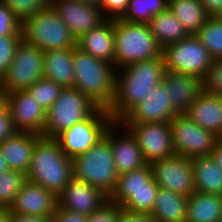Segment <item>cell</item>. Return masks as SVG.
<instances>
[{
    "label": "cell",
    "mask_w": 222,
    "mask_h": 222,
    "mask_svg": "<svg viewBox=\"0 0 222 222\" xmlns=\"http://www.w3.org/2000/svg\"><path fill=\"white\" fill-rule=\"evenodd\" d=\"M166 71L162 55L116 70L115 97L108 109L114 122H119L133 107L144 101L151 88L162 82Z\"/></svg>",
    "instance_id": "cell-1"
},
{
    "label": "cell",
    "mask_w": 222,
    "mask_h": 222,
    "mask_svg": "<svg viewBox=\"0 0 222 222\" xmlns=\"http://www.w3.org/2000/svg\"><path fill=\"white\" fill-rule=\"evenodd\" d=\"M74 88L100 108L109 109L115 97L116 68L106 60L74 47Z\"/></svg>",
    "instance_id": "cell-2"
},
{
    "label": "cell",
    "mask_w": 222,
    "mask_h": 222,
    "mask_svg": "<svg viewBox=\"0 0 222 222\" xmlns=\"http://www.w3.org/2000/svg\"><path fill=\"white\" fill-rule=\"evenodd\" d=\"M26 176L29 182L41 185L58 196L73 177L72 159L63 153L56 138L41 135L35 142Z\"/></svg>",
    "instance_id": "cell-3"
},
{
    "label": "cell",
    "mask_w": 222,
    "mask_h": 222,
    "mask_svg": "<svg viewBox=\"0 0 222 222\" xmlns=\"http://www.w3.org/2000/svg\"><path fill=\"white\" fill-rule=\"evenodd\" d=\"M114 37V66L116 70L161 56L162 49L157 44L148 23L115 19Z\"/></svg>",
    "instance_id": "cell-4"
},
{
    "label": "cell",
    "mask_w": 222,
    "mask_h": 222,
    "mask_svg": "<svg viewBox=\"0 0 222 222\" xmlns=\"http://www.w3.org/2000/svg\"><path fill=\"white\" fill-rule=\"evenodd\" d=\"M72 171L74 178L89 183L110 196L119 176L110 141L104 137L84 154L73 158Z\"/></svg>",
    "instance_id": "cell-5"
},
{
    "label": "cell",
    "mask_w": 222,
    "mask_h": 222,
    "mask_svg": "<svg viewBox=\"0 0 222 222\" xmlns=\"http://www.w3.org/2000/svg\"><path fill=\"white\" fill-rule=\"evenodd\" d=\"M22 39L43 52L76 47L69 28L49 5L22 21Z\"/></svg>",
    "instance_id": "cell-6"
},
{
    "label": "cell",
    "mask_w": 222,
    "mask_h": 222,
    "mask_svg": "<svg viewBox=\"0 0 222 222\" xmlns=\"http://www.w3.org/2000/svg\"><path fill=\"white\" fill-rule=\"evenodd\" d=\"M99 106L74 87L63 88L58 99L46 111L43 135L56 138L75 123L91 116Z\"/></svg>",
    "instance_id": "cell-7"
},
{
    "label": "cell",
    "mask_w": 222,
    "mask_h": 222,
    "mask_svg": "<svg viewBox=\"0 0 222 222\" xmlns=\"http://www.w3.org/2000/svg\"><path fill=\"white\" fill-rule=\"evenodd\" d=\"M114 122L105 108H98L87 119L64 130L56 139L61 150L70 159L84 154L105 137L107 129Z\"/></svg>",
    "instance_id": "cell-8"
},
{
    "label": "cell",
    "mask_w": 222,
    "mask_h": 222,
    "mask_svg": "<svg viewBox=\"0 0 222 222\" xmlns=\"http://www.w3.org/2000/svg\"><path fill=\"white\" fill-rule=\"evenodd\" d=\"M167 71L203 78L213 58L195 35L170 44L162 49Z\"/></svg>",
    "instance_id": "cell-9"
},
{
    "label": "cell",
    "mask_w": 222,
    "mask_h": 222,
    "mask_svg": "<svg viewBox=\"0 0 222 222\" xmlns=\"http://www.w3.org/2000/svg\"><path fill=\"white\" fill-rule=\"evenodd\" d=\"M44 52L25 42H19L15 57L0 79V86L7 92L27 90L43 78Z\"/></svg>",
    "instance_id": "cell-10"
},
{
    "label": "cell",
    "mask_w": 222,
    "mask_h": 222,
    "mask_svg": "<svg viewBox=\"0 0 222 222\" xmlns=\"http://www.w3.org/2000/svg\"><path fill=\"white\" fill-rule=\"evenodd\" d=\"M175 154L193 158L209 156L218 142V136L203 129L186 113H179L169 122Z\"/></svg>",
    "instance_id": "cell-11"
},
{
    "label": "cell",
    "mask_w": 222,
    "mask_h": 222,
    "mask_svg": "<svg viewBox=\"0 0 222 222\" xmlns=\"http://www.w3.org/2000/svg\"><path fill=\"white\" fill-rule=\"evenodd\" d=\"M121 125L134 135L147 164L175 154L169 122Z\"/></svg>",
    "instance_id": "cell-12"
},
{
    "label": "cell",
    "mask_w": 222,
    "mask_h": 222,
    "mask_svg": "<svg viewBox=\"0 0 222 222\" xmlns=\"http://www.w3.org/2000/svg\"><path fill=\"white\" fill-rule=\"evenodd\" d=\"M153 178L160 188L191 196L195 192L191 158L174 154L152 162Z\"/></svg>",
    "instance_id": "cell-13"
},
{
    "label": "cell",
    "mask_w": 222,
    "mask_h": 222,
    "mask_svg": "<svg viewBox=\"0 0 222 222\" xmlns=\"http://www.w3.org/2000/svg\"><path fill=\"white\" fill-rule=\"evenodd\" d=\"M178 114L172 106L167 89L161 82L152 87L146 99L133 107L119 123L170 122Z\"/></svg>",
    "instance_id": "cell-14"
},
{
    "label": "cell",
    "mask_w": 222,
    "mask_h": 222,
    "mask_svg": "<svg viewBox=\"0 0 222 222\" xmlns=\"http://www.w3.org/2000/svg\"><path fill=\"white\" fill-rule=\"evenodd\" d=\"M6 108L17 131L43 135L46 111L32 99L27 90L7 93Z\"/></svg>",
    "instance_id": "cell-15"
},
{
    "label": "cell",
    "mask_w": 222,
    "mask_h": 222,
    "mask_svg": "<svg viewBox=\"0 0 222 222\" xmlns=\"http://www.w3.org/2000/svg\"><path fill=\"white\" fill-rule=\"evenodd\" d=\"M50 5L76 40L105 20L100 8L78 0H50Z\"/></svg>",
    "instance_id": "cell-16"
},
{
    "label": "cell",
    "mask_w": 222,
    "mask_h": 222,
    "mask_svg": "<svg viewBox=\"0 0 222 222\" xmlns=\"http://www.w3.org/2000/svg\"><path fill=\"white\" fill-rule=\"evenodd\" d=\"M57 199L60 208L89 216L108 202L109 196L103 190L72 177Z\"/></svg>",
    "instance_id": "cell-17"
},
{
    "label": "cell",
    "mask_w": 222,
    "mask_h": 222,
    "mask_svg": "<svg viewBox=\"0 0 222 222\" xmlns=\"http://www.w3.org/2000/svg\"><path fill=\"white\" fill-rule=\"evenodd\" d=\"M115 128H122L123 133L114 134V131L117 130L118 132V129ZM118 135L124 136L119 138ZM105 137L111 143L115 168L118 175L137 170L147 164L134 135L119 122H113L111 124L106 131Z\"/></svg>",
    "instance_id": "cell-18"
},
{
    "label": "cell",
    "mask_w": 222,
    "mask_h": 222,
    "mask_svg": "<svg viewBox=\"0 0 222 222\" xmlns=\"http://www.w3.org/2000/svg\"><path fill=\"white\" fill-rule=\"evenodd\" d=\"M58 205L57 196L41 185L23 184L9 207L10 213L52 217Z\"/></svg>",
    "instance_id": "cell-19"
},
{
    "label": "cell",
    "mask_w": 222,
    "mask_h": 222,
    "mask_svg": "<svg viewBox=\"0 0 222 222\" xmlns=\"http://www.w3.org/2000/svg\"><path fill=\"white\" fill-rule=\"evenodd\" d=\"M162 83L178 113H186L203 92L202 79L188 74L166 71Z\"/></svg>",
    "instance_id": "cell-20"
},
{
    "label": "cell",
    "mask_w": 222,
    "mask_h": 222,
    "mask_svg": "<svg viewBox=\"0 0 222 222\" xmlns=\"http://www.w3.org/2000/svg\"><path fill=\"white\" fill-rule=\"evenodd\" d=\"M41 135L32 132L17 131L0 144V151L10 170L27 174L35 142Z\"/></svg>",
    "instance_id": "cell-21"
},
{
    "label": "cell",
    "mask_w": 222,
    "mask_h": 222,
    "mask_svg": "<svg viewBox=\"0 0 222 222\" xmlns=\"http://www.w3.org/2000/svg\"><path fill=\"white\" fill-rule=\"evenodd\" d=\"M76 47L93 57H97L114 64V20L105 19L97 27L82 34L76 40Z\"/></svg>",
    "instance_id": "cell-22"
},
{
    "label": "cell",
    "mask_w": 222,
    "mask_h": 222,
    "mask_svg": "<svg viewBox=\"0 0 222 222\" xmlns=\"http://www.w3.org/2000/svg\"><path fill=\"white\" fill-rule=\"evenodd\" d=\"M188 116L203 129L222 132V97L202 92L186 112Z\"/></svg>",
    "instance_id": "cell-23"
},
{
    "label": "cell",
    "mask_w": 222,
    "mask_h": 222,
    "mask_svg": "<svg viewBox=\"0 0 222 222\" xmlns=\"http://www.w3.org/2000/svg\"><path fill=\"white\" fill-rule=\"evenodd\" d=\"M74 48L44 52L43 77L63 88L74 86Z\"/></svg>",
    "instance_id": "cell-24"
},
{
    "label": "cell",
    "mask_w": 222,
    "mask_h": 222,
    "mask_svg": "<svg viewBox=\"0 0 222 222\" xmlns=\"http://www.w3.org/2000/svg\"><path fill=\"white\" fill-rule=\"evenodd\" d=\"M196 192L222 196V171L210 156L191 158Z\"/></svg>",
    "instance_id": "cell-25"
},
{
    "label": "cell",
    "mask_w": 222,
    "mask_h": 222,
    "mask_svg": "<svg viewBox=\"0 0 222 222\" xmlns=\"http://www.w3.org/2000/svg\"><path fill=\"white\" fill-rule=\"evenodd\" d=\"M188 197L159 187L151 216L157 222H185Z\"/></svg>",
    "instance_id": "cell-26"
},
{
    "label": "cell",
    "mask_w": 222,
    "mask_h": 222,
    "mask_svg": "<svg viewBox=\"0 0 222 222\" xmlns=\"http://www.w3.org/2000/svg\"><path fill=\"white\" fill-rule=\"evenodd\" d=\"M148 25L161 49L190 36L169 8L154 15L149 20Z\"/></svg>",
    "instance_id": "cell-27"
},
{
    "label": "cell",
    "mask_w": 222,
    "mask_h": 222,
    "mask_svg": "<svg viewBox=\"0 0 222 222\" xmlns=\"http://www.w3.org/2000/svg\"><path fill=\"white\" fill-rule=\"evenodd\" d=\"M158 190L159 186L153 178L150 181V189L114 190L109 200L117 203L124 210L151 214Z\"/></svg>",
    "instance_id": "cell-28"
},
{
    "label": "cell",
    "mask_w": 222,
    "mask_h": 222,
    "mask_svg": "<svg viewBox=\"0 0 222 222\" xmlns=\"http://www.w3.org/2000/svg\"><path fill=\"white\" fill-rule=\"evenodd\" d=\"M222 196L194 192L188 197L185 222H219Z\"/></svg>",
    "instance_id": "cell-29"
},
{
    "label": "cell",
    "mask_w": 222,
    "mask_h": 222,
    "mask_svg": "<svg viewBox=\"0 0 222 222\" xmlns=\"http://www.w3.org/2000/svg\"><path fill=\"white\" fill-rule=\"evenodd\" d=\"M168 8L190 35H195L209 18L201 0H168Z\"/></svg>",
    "instance_id": "cell-30"
},
{
    "label": "cell",
    "mask_w": 222,
    "mask_h": 222,
    "mask_svg": "<svg viewBox=\"0 0 222 222\" xmlns=\"http://www.w3.org/2000/svg\"><path fill=\"white\" fill-rule=\"evenodd\" d=\"M168 8V0H129L121 19L128 22L148 23L156 14Z\"/></svg>",
    "instance_id": "cell-31"
},
{
    "label": "cell",
    "mask_w": 222,
    "mask_h": 222,
    "mask_svg": "<svg viewBox=\"0 0 222 222\" xmlns=\"http://www.w3.org/2000/svg\"><path fill=\"white\" fill-rule=\"evenodd\" d=\"M195 36L207 48L213 59H222V18L209 16Z\"/></svg>",
    "instance_id": "cell-32"
},
{
    "label": "cell",
    "mask_w": 222,
    "mask_h": 222,
    "mask_svg": "<svg viewBox=\"0 0 222 222\" xmlns=\"http://www.w3.org/2000/svg\"><path fill=\"white\" fill-rule=\"evenodd\" d=\"M26 181L27 176L19 171L9 169L0 174V208L9 209Z\"/></svg>",
    "instance_id": "cell-33"
},
{
    "label": "cell",
    "mask_w": 222,
    "mask_h": 222,
    "mask_svg": "<svg viewBox=\"0 0 222 222\" xmlns=\"http://www.w3.org/2000/svg\"><path fill=\"white\" fill-rule=\"evenodd\" d=\"M62 89L61 85L43 77L29 87L27 92L47 111L58 99Z\"/></svg>",
    "instance_id": "cell-34"
},
{
    "label": "cell",
    "mask_w": 222,
    "mask_h": 222,
    "mask_svg": "<svg viewBox=\"0 0 222 222\" xmlns=\"http://www.w3.org/2000/svg\"><path fill=\"white\" fill-rule=\"evenodd\" d=\"M153 172L150 164L118 176L115 190L150 189Z\"/></svg>",
    "instance_id": "cell-35"
},
{
    "label": "cell",
    "mask_w": 222,
    "mask_h": 222,
    "mask_svg": "<svg viewBox=\"0 0 222 222\" xmlns=\"http://www.w3.org/2000/svg\"><path fill=\"white\" fill-rule=\"evenodd\" d=\"M3 2L21 21L50 5V0H3Z\"/></svg>",
    "instance_id": "cell-36"
},
{
    "label": "cell",
    "mask_w": 222,
    "mask_h": 222,
    "mask_svg": "<svg viewBox=\"0 0 222 222\" xmlns=\"http://www.w3.org/2000/svg\"><path fill=\"white\" fill-rule=\"evenodd\" d=\"M203 91L222 97V59H213L202 78Z\"/></svg>",
    "instance_id": "cell-37"
},
{
    "label": "cell",
    "mask_w": 222,
    "mask_h": 222,
    "mask_svg": "<svg viewBox=\"0 0 222 222\" xmlns=\"http://www.w3.org/2000/svg\"><path fill=\"white\" fill-rule=\"evenodd\" d=\"M22 21L0 0V36H22Z\"/></svg>",
    "instance_id": "cell-38"
},
{
    "label": "cell",
    "mask_w": 222,
    "mask_h": 222,
    "mask_svg": "<svg viewBox=\"0 0 222 222\" xmlns=\"http://www.w3.org/2000/svg\"><path fill=\"white\" fill-rule=\"evenodd\" d=\"M21 40L22 36H0V79L12 63Z\"/></svg>",
    "instance_id": "cell-39"
},
{
    "label": "cell",
    "mask_w": 222,
    "mask_h": 222,
    "mask_svg": "<svg viewBox=\"0 0 222 222\" xmlns=\"http://www.w3.org/2000/svg\"><path fill=\"white\" fill-rule=\"evenodd\" d=\"M121 212V206L109 200L88 216V222H119Z\"/></svg>",
    "instance_id": "cell-40"
},
{
    "label": "cell",
    "mask_w": 222,
    "mask_h": 222,
    "mask_svg": "<svg viewBox=\"0 0 222 222\" xmlns=\"http://www.w3.org/2000/svg\"><path fill=\"white\" fill-rule=\"evenodd\" d=\"M129 0H102L101 11L105 19H119L128 7Z\"/></svg>",
    "instance_id": "cell-41"
},
{
    "label": "cell",
    "mask_w": 222,
    "mask_h": 222,
    "mask_svg": "<svg viewBox=\"0 0 222 222\" xmlns=\"http://www.w3.org/2000/svg\"><path fill=\"white\" fill-rule=\"evenodd\" d=\"M52 222H88V216L62 209L57 205Z\"/></svg>",
    "instance_id": "cell-42"
},
{
    "label": "cell",
    "mask_w": 222,
    "mask_h": 222,
    "mask_svg": "<svg viewBox=\"0 0 222 222\" xmlns=\"http://www.w3.org/2000/svg\"><path fill=\"white\" fill-rule=\"evenodd\" d=\"M17 132L9 111L5 108L0 112V144Z\"/></svg>",
    "instance_id": "cell-43"
},
{
    "label": "cell",
    "mask_w": 222,
    "mask_h": 222,
    "mask_svg": "<svg viewBox=\"0 0 222 222\" xmlns=\"http://www.w3.org/2000/svg\"><path fill=\"white\" fill-rule=\"evenodd\" d=\"M119 222H157L150 214L135 213L122 209Z\"/></svg>",
    "instance_id": "cell-44"
},
{
    "label": "cell",
    "mask_w": 222,
    "mask_h": 222,
    "mask_svg": "<svg viewBox=\"0 0 222 222\" xmlns=\"http://www.w3.org/2000/svg\"><path fill=\"white\" fill-rule=\"evenodd\" d=\"M10 222H52V217L10 213Z\"/></svg>",
    "instance_id": "cell-45"
},
{
    "label": "cell",
    "mask_w": 222,
    "mask_h": 222,
    "mask_svg": "<svg viewBox=\"0 0 222 222\" xmlns=\"http://www.w3.org/2000/svg\"><path fill=\"white\" fill-rule=\"evenodd\" d=\"M209 16H219L222 11V0H201Z\"/></svg>",
    "instance_id": "cell-46"
},
{
    "label": "cell",
    "mask_w": 222,
    "mask_h": 222,
    "mask_svg": "<svg viewBox=\"0 0 222 222\" xmlns=\"http://www.w3.org/2000/svg\"><path fill=\"white\" fill-rule=\"evenodd\" d=\"M209 156L222 171V143L218 141Z\"/></svg>",
    "instance_id": "cell-47"
},
{
    "label": "cell",
    "mask_w": 222,
    "mask_h": 222,
    "mask_svg": "<svg viewBox=\"0 0 222 222\" xmlns=\"http://www.w3.org/2000/svg\"><path fill=\"white\" fill-rule=\"evenodd\" d=\"M7 92L0 86V112L6 108Z\"/></svg>",
    "instance_id": "cell-48"
},
{
    "label": "cell",
    "mask_w": 222,
    "mask_h": 222,
    "mask_svg": "<svg viewBox=\"0 0 222 222\" xmlns=\"http://www.w3.org/2000/svg\"><path fill=\"white\" fill-rule=\"evenodd\" d=\"M0 222H10V211L8 208H0Z\"/></svg>",
    "instance_id": "cell-49"
},
{
    "label": "cell",
    "mask_w": 222,
    "mask_h": 222,
    "mask_svg": "<svg viewBox=\"0 0 222 222\" xmlns=\"http://www.w3.org/2000/svg\"><path fill=\"white\" fill-rule=\"evenodd\" d=\"M9 170V167L5 161V158L2 156L0 151V174Z\"/></svg>",
    "instance_id": "cell-50"
},
{
    "label": "cell",
    "mask_w": 222,
    "mask_h": 222,
    "mask_svg": "<svg viewBox=\"0 0 222 222\" xmlns=\"http://www.w3.org/2000/svg\"><path fill=\"white\" fill-rule=\"evenodd\" d=\"M78 1L88 5L96 6L98 8H101L102 5V0H78Z\"/></svg>",
    "instance_id": "cell-51"
},
{
    "label": "cell",
    "mask_w": 222,
    "mask_h": 222,
    "mask_svg": "<svg viewBox=\"0 0 222 222\" xmlns=\"http://www.w3.org/2000/svg\"><path fill=\"white\" fill-rule=\"evenodd\" d=\"M218 141L222 143V132L218 135Z\"/></svg>",
    "instance_id": "cell-52"
},
{
    "label": "cell",
    "mask_w": 222,
    "mask_h": 222,
    "mask_svg": "<svg viewBox=\"0 0 222 222\" xmlns=\"http://www.w3.org/2000/svg\"><path fill=\"white\" fill-rule=\"evenodd\" d=\"M219 222H222V209H221V212H220V221Z\"/></svg>",
    "instance_id": "cell-53"
}]
</instances>
